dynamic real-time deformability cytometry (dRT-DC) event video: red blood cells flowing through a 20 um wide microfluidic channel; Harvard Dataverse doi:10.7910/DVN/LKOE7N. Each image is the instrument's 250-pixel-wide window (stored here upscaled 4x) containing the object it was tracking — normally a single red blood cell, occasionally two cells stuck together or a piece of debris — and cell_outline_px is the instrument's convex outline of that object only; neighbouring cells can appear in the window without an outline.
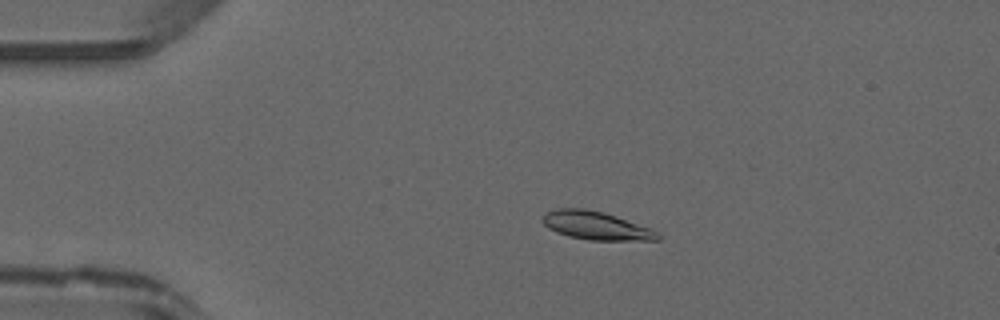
{"species": "common noctule bat (a hibernating species)", "species_latin": "Nyctalus noctula", "temperature_condition": "warm", "stored_images_in_passage": 38, "camera_frame_rate_fps": 3000, "um_per_image_px": 0.085, "animal": {"sex": "male", "forearm_length_mm": 52.5}, "frame": {"image": 1, "passage_image": 10, "time_ms": 3.0, "image_size_px": [1000, 320], "cell_outline_px": [[660, 240], [588, 240], [568, 236], [556, 232], [548, 228], [540, 220], [548, 212], [560, 208], [584, 208], [604, 212], [652, 228], [660, 236]], "centroid_in_image_um": [50.67, 19.18], "position_along_channel_um": 34.3, "area_um2": 18.96}}
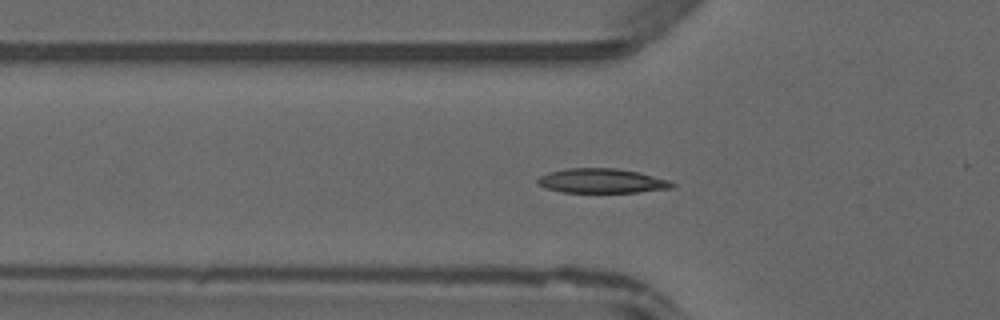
{"frame": {"image": 2, "passage_image": 16, "time_ms": 5.0, "image_size_px": [1000, 320], "cell_outline_px": [[676, 184], [672, 188], [636, 192], [564, 192], [544, 188], [536, 184], [536, 180], [540, 176], [548, 172], [564, 168], [616, 168], [636, 172], [668, 180]], "centroid_in_image_um": [51.08, 15.37], "position_along_channel_um": 74.7, "area_um2": 19.13}}
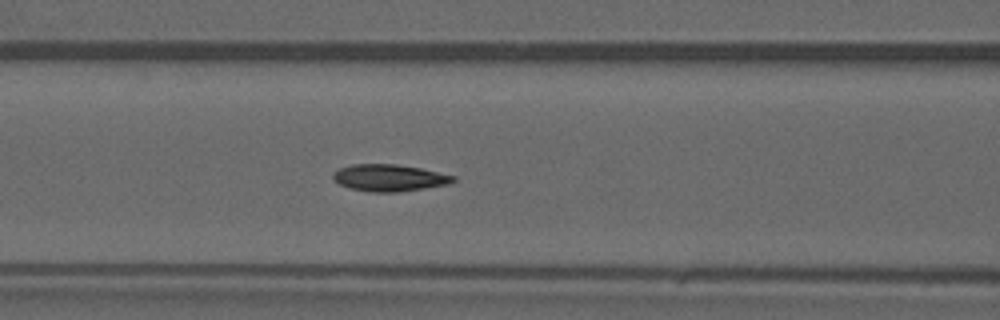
{"frame": {"image": 3, "passage_image": 20, "time_ms": 6.333, "image_size_px": [1000, 320], "cell_outline_px": [[456, 180], [448, 184], [424, 188], [396, 192], [368, 192], [348, 188], [332, 180], [332, 172], [340, 168], [352, 164], [396, 164], [420, 168], [456, 176]], "centroid_in_image_um": [33.04, 15.11], "position_along_channel_um": 133.6, "area_um2": 18.9}}